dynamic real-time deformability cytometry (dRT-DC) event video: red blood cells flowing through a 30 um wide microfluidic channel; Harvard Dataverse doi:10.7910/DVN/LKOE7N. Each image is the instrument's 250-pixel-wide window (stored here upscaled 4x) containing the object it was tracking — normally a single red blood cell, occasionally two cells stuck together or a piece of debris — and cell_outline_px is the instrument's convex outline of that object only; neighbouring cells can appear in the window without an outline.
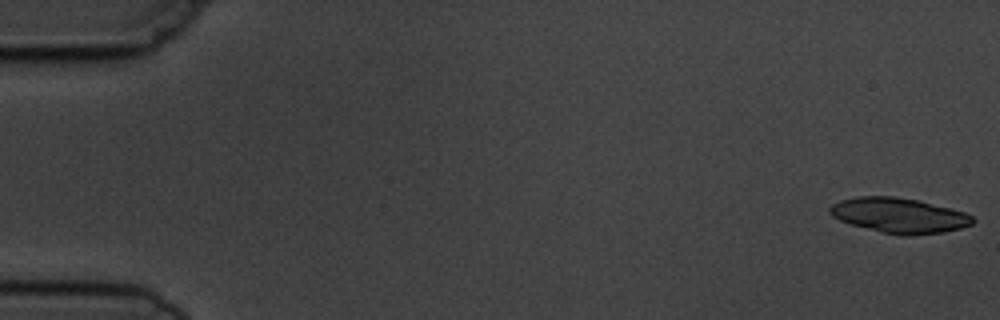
{"species": "common noctule bat (a hibernating species)", "species_latin": "Nyctalus noctula", "temperature_condition": "cold", "stored_images_in_passage": 11, "camera_frame_rate_fps": 3000, "um_per_image_px": 0.085, "animal": {"sex": "male", "body_mass_g": 19.5, "forearm_length_mm": 54.6}, "frame": {"image": 1, "passage_image": 1, "time_ms": 0.0, "image_size_px": [1000, 320], "cell_outline_px": [[976, 220], [972, 224], [960, 228], [944, 232], [908, 236], [900, 236], [880, 232], [852, 224], [840, 220], [832, 216], [828, 212], [828, 208], [832, 204], [840, 200], [856, 196], [896, 196], [920, 200], [964, 212], [972, 216]], "centroid_in_image_um": [76.41, 18.3], "position_along_channel_um": 8.6, "area_um2": 29.42}}
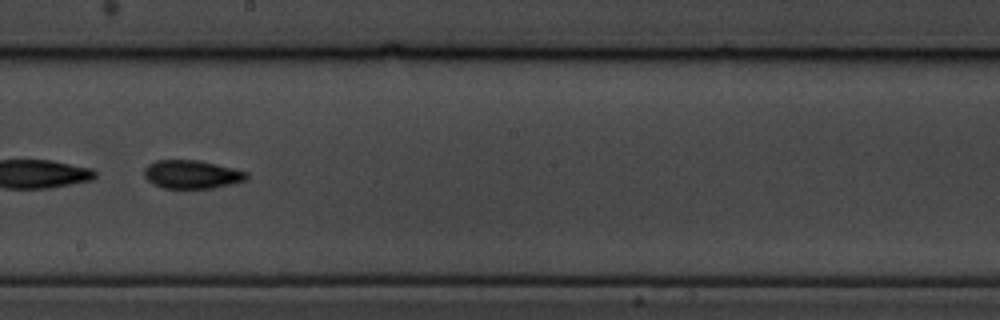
{"frame": {"image": 2, "passage_image": 9, "time_ms": 10.0, "image_size_px": [1000, 320], "cell_outline_px": [[248, 176], [244, 180], [212, 188], [164, 188], [152, 184], [144, 176], [144, 168], [148, 164], [156, 160], [200, 160], [248, 172]], "centroid_in_image_um": [16.25, 14.81], "position_along_channel_um": 231.9, "area_um2": 16.82}}
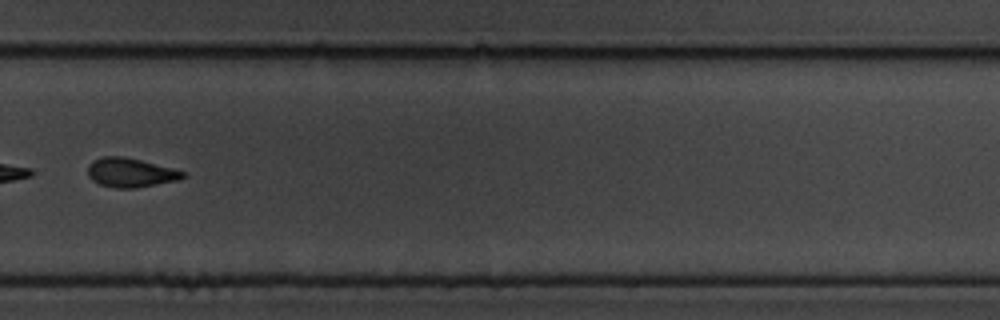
{"frame": {"image": 3, "passage_image": 11, "time_ms": 12.333, "image_size_px": [1000, 320], "cell_outline_px": [[184, 176], [176, 180], [136, 188], [116, 188], [100, 184], [92, 180], [88, 176], [88, 164], [92, 160], [104, 156], [124, 156], [172, 168], [184, 172]], "centroid_in_image_um": [11.03, 14.66], "position_along_channel_um": 318.8, "area_um2": 15.95}}